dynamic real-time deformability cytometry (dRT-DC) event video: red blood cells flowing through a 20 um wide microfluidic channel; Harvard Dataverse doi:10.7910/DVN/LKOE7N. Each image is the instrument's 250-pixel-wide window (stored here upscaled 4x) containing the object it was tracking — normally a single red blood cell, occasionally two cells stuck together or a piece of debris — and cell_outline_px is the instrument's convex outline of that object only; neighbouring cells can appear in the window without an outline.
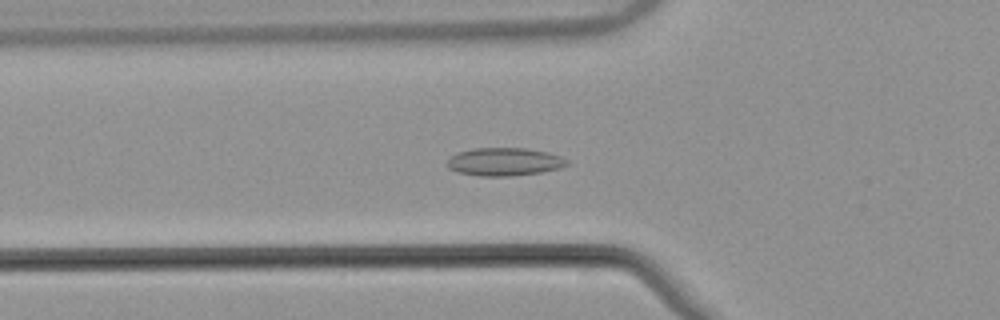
{"species": "common noctule bat (a hibernating species)", "species_latin": "Nyctalus noctula", "temperature_condition": "warm", "stored_images_in_passage": 55, "camera_frame_rate_fps": 3000, "um_per_image_px": 0.085, "animal": {"sex": "male", "body_mass_g": 21.5, "forearm_length_mm": 52.0}, "frame": {"image": 1, "passage_image": 20, "time_ms": 6.333, "image_size_px": [1000, 320], "cell_outline_px": [[572, 164], [560, 168], [540, 172], [512, 176], [480, 176], [456, 172], [448, 168], [444, 164], [456, 152], [472, 148], [524, 148], [548, 152], [560, 156], [568, 160]], "centroid_in_image_um": [42.86, 13.75], "position_along_channel_um": 82.9, "area_um2": 19.83}}
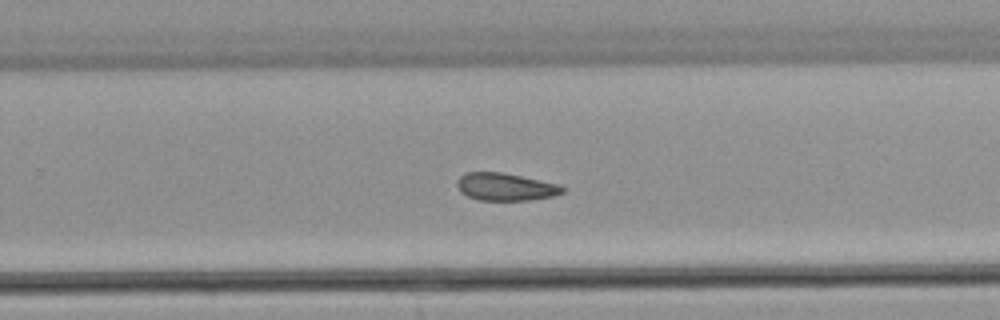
{"frame": {"image": 2, "passage_image": 36, "time_ms": 11.667, "image_size_px": [1000, 320], "cell_outline_px": [[564, 192], [552, 196], [532, 200], [480, 200], [468, 196], [460, 192], [456, 184], [456, 180], [464, 172], [500, 172], [560, 184], [564, 188]], "centroid_in_image_um": [42.94, 15.88], "position_along_channel_um": 286.9, "area_um2": 16.94}}
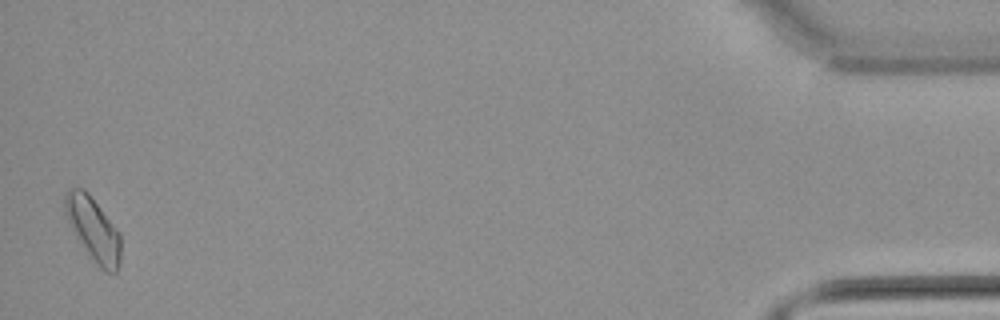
{"frame": {"image": 3, "passage_image": 54, "time_ms": 17.667, "image_size_px": [1000, 320], "cell_outline_px": [[120, 264], [116, 272], [104, 272], [96, 264], [72, 228], [64, 212], [64, 196], [68, 188], [84, 188], [88, 192], [120, 232]], "centroid_in_image_um": [7.94, 19.45], "position_along_channel_um": 427.3, "area_um2": 20.4}, "authors_computed_cell_mechanics": {"area_um2": 18.1492, "velocity_mm_per_s": 3.8299, "shape_relaxation_time_tau1_ms": null, "shape_relaxation_time_tau2_ms": 6.3174, "deformation_change_tau1": null, "deformation_change_tau2": 0.1074}}